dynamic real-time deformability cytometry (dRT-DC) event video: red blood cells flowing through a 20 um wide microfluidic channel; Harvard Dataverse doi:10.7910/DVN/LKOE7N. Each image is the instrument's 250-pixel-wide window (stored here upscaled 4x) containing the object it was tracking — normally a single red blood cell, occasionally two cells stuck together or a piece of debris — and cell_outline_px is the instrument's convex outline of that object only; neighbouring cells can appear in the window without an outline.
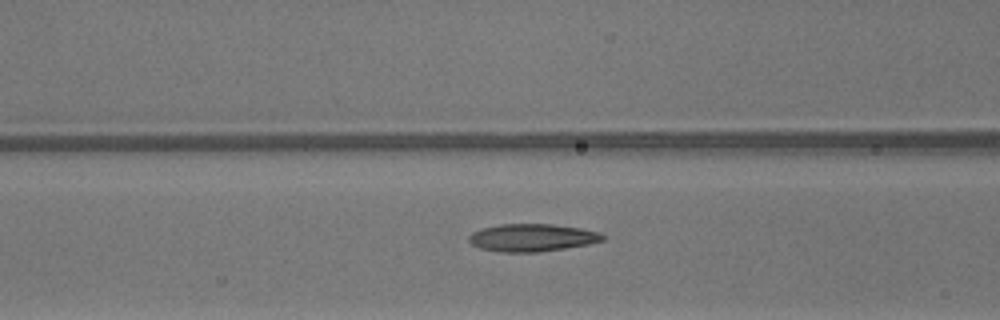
{"species": "common noctule bat (a hibernating species)", "species_latin": "Nyctalus noctula", "temperature_condition": "warm", "stored_images_in_passage": 50, "camera_frame_rate_fps": 3000, "um_per_image_px": 0.085, "animal": {"sex": "male", "body_mass_g": 13.3}, "frame": {"image": 1, "passage_image": 21, "time_ms": 6.667, "image_size_px": [1000, 320], "cell_outline_px": [[604, 240], [588, 244], [564, 248], [536, 252], [500, 252], [480, 248], [472, 244], [468, 240], [468, 236], [472, 232], [480, 228], [500, 224], [552, 224], [580, 228], [600, 232], [604, 236]], "centroid_in_image_um": [45.19, 20.19], "position_along_channel_um": 121.4, "area_um2": 21.5}}
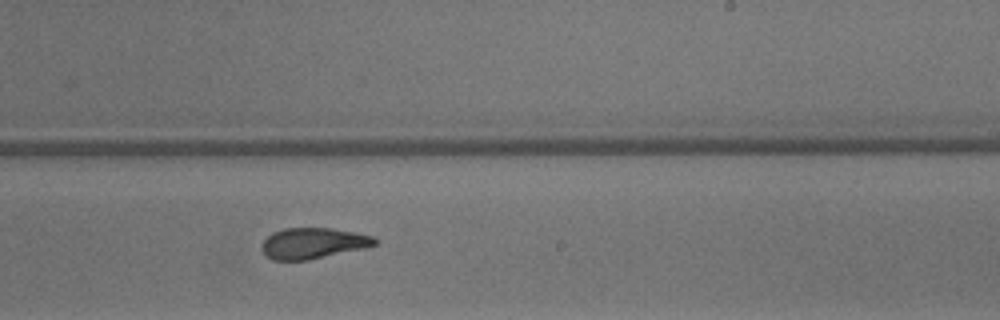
{"frame": {"image": 2, "passage_image": 31, "time_ms": 10.0, "image_size_px": [1000, 320], "cell_outline_px": [[380, 244], [364, 248], [308, 260], [272, 260], [260, 248], [260, 244], [272, 232], [284, 228], [332, 228], [356, 232], [372, 236]], "centroid_in_image_um": [26.61, 20.67], "position_along_channel_um": 262.4, "area_um2": 20.4}}
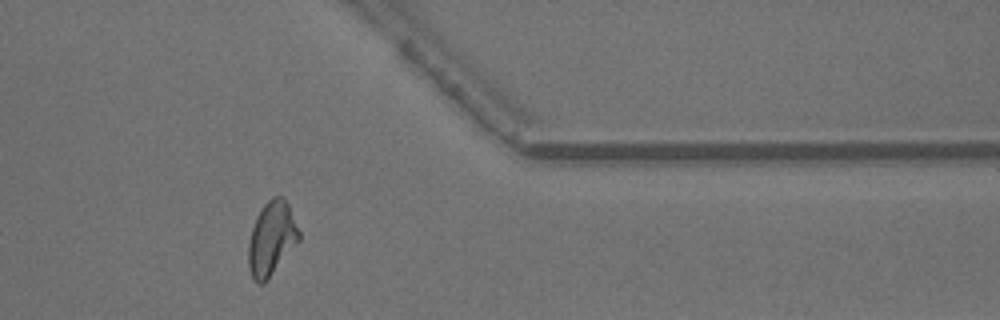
{"frame": {"image": 3, "passage_image": 41, "time_ms": 13.333, "image_size_px": [1000, 320], "cell_outline_px": [[300, 240], [268, 280], [264, 284], [260, 284], [252, 276], [248, 264], [248, 244], [252, 228], [256, 216], [264, 204], [272, 196], [280, 196], [288, 204], [300, 232]], "centroid_in_image_um": [23.09, 20.28], "position_along_channel_um": 388.3, "area_um2": 21.73}, "authors_computed_cell_mechanics": {"area_um2": 21.4727, "velocity_mm_per_s": 4.2338, "shape_relaxation_time_tau1_ms": 5.2829, "shape_relaxation_time_tau2_ms": 1.6091, "deformation_change_tau1": 0.2237, "deformation_change_tau2": 0.0967}}